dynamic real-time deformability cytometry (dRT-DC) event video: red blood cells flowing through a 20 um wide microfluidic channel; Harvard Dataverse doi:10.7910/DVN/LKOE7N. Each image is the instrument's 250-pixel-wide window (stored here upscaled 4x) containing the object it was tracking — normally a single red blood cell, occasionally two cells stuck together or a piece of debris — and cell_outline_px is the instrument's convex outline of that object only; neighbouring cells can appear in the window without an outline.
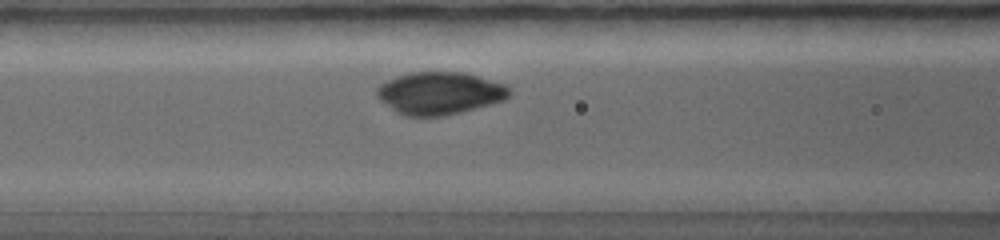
{"species": "common noctule bat (a hibernating species)", "species_latin": "Nyctalus noctula", "temperature_condition": "warm", "stored_images_in_passage": 47, "camera_frame_rate_fps": 5000, "um_per_image_px": 0.085, "animal": {"sex": "female", "body_mass_g": 19.0, "forearm_length_mm": 56.7}, "frame": {"image": 1, "passage_image": 16, "time_ms": 2.2, "image_size_px": [1000, 240], "cell_outline_px": [[512, 92], [508, 96], [500, 100], [472, 108], [456, 112], [432, 116], [412, 116], [400, 112], [380, 100], [376, 96], [376, 88], [380, 84], [396, 76], [412, 72], [464, 72], [504, 84], [512, 88]], "centroid_in_image_um": [37.35, 7.88], "position_along_channel_um": 129.3, "area_um2": 31.85}}
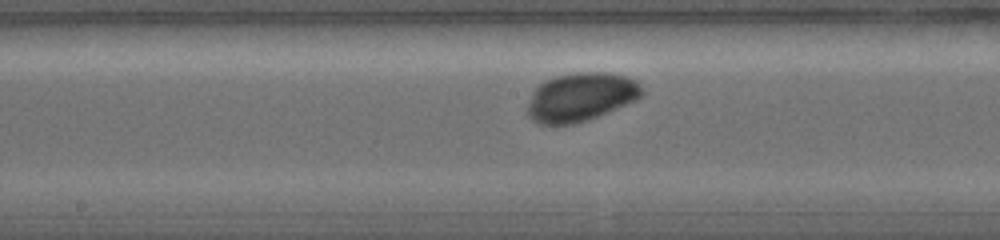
{"frame": {"image": 2, "passage_image": 23, "time_ms": 3.4, "image_size_px": [1000, 240], "cell_outline_px": [[644, 92], [640, 96], [632, 100], [604, 112], [580, 120], [564, 124], [544, 124], [536, 120], [528, 112], [528, 108], [532, 92], [544, 80], [556, 76], [576, 72], [608, 72], [628, 76], [640, 80], [644, 88]], "centroid_in_image_um": [49.41, 8.16], "position_along_channel_um": 198.8, "area_um2": 31.39}}
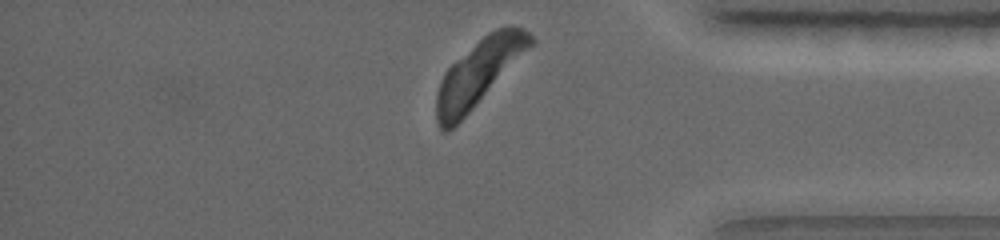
{"frame": {"image": 3, "passage_image": 47, "time_ms": 7.0, "image_size_px": [1000, 240], "cell_outline_px": [[536, 40], [476, 104], [452, 128], [440, 128], [436, 120], [436, 96], [444, 72], [456, 60], [488, 32], [496, 28], [520, 28], [528, 32]], "centroid_in_image_um": [40.66, 6.17], "position_along_channel_um": 394.5, "area_um2": 34.39}}